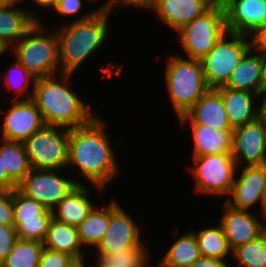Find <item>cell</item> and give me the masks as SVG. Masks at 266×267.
Listing matches in <instances>:
<instances>
[{
	"instance_id": "1",
	"label": "cell",
	"mask_w": 266,
	"mask_h": 267,
	"mask_svg": "<svg viewBox=\"0 0 266 267\" xmlns=\"http://www.w3.org/2000/svg\"><path fill=\"white\" fill-rule=\"evenodd\" d=\"M106 125L97 113L89 123L69 129L67 168L78 167V177L84 176L98 193L121 172Z\"/></svg>"
},
{
	"instance_id": "2",
	"label": "cell",
	"mask_w": 266,
	"mask_h": 267,
	"mask_svg": "<svg viewBox=\"0 0 266 267\" xmlns=\"http://www.w3.org/2000/svg\"><path fill=\"white\" fill-rule=\"evenodd\" d=\"M112 11L102 6L74 17L69 24L55 29L59 40L60 73L73 74L87 58L101 49L108 38Z\"/></svg>"
},
{
	"instance_id": "3",
	"label": "cell",
	"mask_w": 266,
	"mask_h": 267,
	"mask_svg": "<svg viewBox=\"0 0 266 267\" xmlns=\"http://www.w3.org/2000/svg\"><path fill=\"white\" fill-rule=\"evenodd\" d=\"M72 75L60 73L35 80L31 99L40 111L45 125L71 129L89 123L97 115L71 90L69 82Z\"/></svg>"
},
{
	"instance_id": "4",
	"label": "cell",
	"mask_w": 266,
	"mask_h": 267,
	"mask_svg": "<svg viewBox=\"0 0 266 267\" xmlns=\"http://www.w3.org/2000/svg\"><path fill=\"white\" fill-rule=\"evenodd\" d=\"M165 62L166 89L179 119L209 88L200 60L172 54Z\"/></svg>"
},
{
	"instance_id": "5",
	"label": "cell",
	"mask_w": 266,
	"mask_h": 267,
	"mask_svg": "<svg viewBox=\"0 0 266 267\" xmlns=\"http://www.w3.org/2000/svg\"><path fill=\"white\" fill-rule=\"evenodd\" d=\"M45 26L38 20L12 47L14 57L36 79L60 73L58 36L55 29L48 35Z\"/></svg>"
},
{
	"instance_id": "6",
	"label": "cell",
	"mask_w": 266,
	"mask_h": 267,
	"mask_svg": "<svg viewBox=\"0 0 266 267\" xmlns=\"http://www.w3.org/2000/svg\"><path fill=\"white\" fill-rule=\"evenodd\" d=\"M226 32L224 7L217 0L206 12L177 31V34L186 58L201 61Z\"/></svg>"
},
{
	"instance_id": "7",
	"label": "cell",
	"mask_w": 266,
	"mask_h": 267,
	"mask_svg": "<svg viewBox=\"0 0 266 267\" xmlns=\"http://www.w3.org/2000/svg\"><path fill=\"white\" fill-rule=\"evenodd\" d=\"M251 47L250 36L226 32L201 60L208 88L217 89L224 86L235 67Z\"/></svg>"
},
{
	"instance_id": "8",
	"label": "cell",
	"mask_w": 266,
	"mask_h": 267,
	"mask_svg": "<svg viewBox=\"0 0 266 267\" xmlns=\"http://www.w3.org/2000/svg\"><path fill=\"white\" fill-rule=\"evenodd\" d=\"M193 162L189 172L194 177L197 193L226 198L230 195L235 175L240 173L231 153L197 156L193 157Z\"/></svg>"
},
{
	"instance_id": "9",
	"label": "cell",
	"mask_w": 266,
	"mask_h": 267,
	"mask_svg": "<svg viewBox=\"0 0 266 267\" xmlns=\"http://www.w3.org/2000/svg\"><path fill=\"white\" fill-rule=\"evenodd\" d=\"M69 129L44 125L23 143L32 169L61 170L68 163Z\"/></svg>"
},
{
	"instance_id": "10",
	"label": "cell",
	"mask_w": 266,
	"mask_h": 267,
	"mask_svg": "<svg viewBox=\"0 0 266 267\" xmlns=\"http://www.w3.org/2000/svg\"><path fill=\"white\" fill-rule=\"evenodd\" d=\"M60 173V174H59ZM61 170L31 169L17 185V190L26 197L37 200L52 210L82 182L61 175Z\"/></svg>"
},
{
	"instance_id": "11",
	"label": "cell",
	"mask_w": 266,
	"mask_h": 267,
	"mask_svg": "<svg viewBox=\"0 0 266 267\" xmlns=\"http://www.w3.org/2000/svg\"><path fill=\"white\" fill-rule=\"evenodd\" d=\"M12 206L18 239L43 242L52 219V211L17 189L12 190Z\"/></svg>"
},
{
	"instance_id": "12",
	"label": "cell",
	"mask_w": 266,
	"mask_h": 267,
	"mask_svg": "<svg viewBox=\"0 0 266 267\" xmlns=\"http://www.w3.org/2000/svg\"><path fill=\"white\" fill-rule=\"evenodd\" d=\"M140 225L115 200L109 202V227L96 246L97 254H116L142 243Z\"/></svg>"
},
{
	"instance_id": "13",
	"label": "cell",
	"mask_w": 266,
	"mask_h": 267,
	"mask_svg": "<svg viewBox=\"0 0 266 267\" xmlns=\"http://www.w3.org/2000/svg\"><path fill=\"white\" fill-rule=\"evenodd\" d=\"M12 105L2 111L3 125H0L1 139L24 142L44 125L42 115L32 99H12Z\"/></svg>"
},
{
	"instance_id": "14",
	"label": "cell",
	"mask_w": 266,
	"mask_h": 267,
	"mask_svg": "<svg viewBox=\"0 0 266 267\" xmlns=\"http://www.w3.org/2000/svg\"><path fill=\"white\" fill-rule=\"evenodd\" d=\"M231 155L237 167L243 162L245 166L266 164V127L258 119L233 129Z\"/></svg>"
},
{
	"instance_id": "15",
	"label": "cell",
	"mask_w": 266,
	"mask_h": 267,
	"mask_svg": "<svg viewBox=\"0 0 266 267\" xmlns=\"http://www.w3.org/2000/svg\"><path fill=\"white\" fill-rule=\"evenodd\" d=\"M242 169H241V168ZM241 173L235 177L230 195L225 202L235 209L247 210L260 203L263 212V195L266 183V164L261 166H240ZM238 178V179H237Z\"/></svg>"
},
{
	"instance_id": "16",
	"label": "cell",
	"mask_w": 266,
	"mask_h": 267,
	"mask_svg": "<svg viewBox=\"0 0 266 267\" xmlns=\"http://www.w3.org/2000/svg\"><path fill=\"white\" fill-rule=\"evenodd\" d=\"M228 32L251 36L266 22V0H220Z\"/></svg>"
},
{
	"instance_id": "17",
	"label": "cell",
	"mask_w": 266,
	"mask_h": 267,
	"mask_svg": "<svg viewBox=\"0 0 266 267\" xmlns=\"http://www.w3.org/2000/svg\"><path fill=\"white\" fill-rule=\"evenodd\" d=\"M219 220L231 250L261 236L263 221L247 210L235 209L223 202Z\"/></svg>"
},
{
	"instance_id": "18",
	"label": "cell",
	"mask_w": 266,
	"mask_h": 267,
	"mask_svg": "<svg viewBox=\"0 0 266 267\" xmlns=\"http://www.w3.org/2000/svg\"><path fill=\"white\" fill-rule=\"evenodd\" d=\"M181 126L207 125L218 130H233L221 94L216 89H208L197 102L178 119Z\"/></svg>"
},
{
	"instance_id": "19",
	"label": "cell",
	"mask_w": 266,
	"mask_h": 267,
	"mask_svg": "<svg viewBox=\"0 0 266 267\" xmlns=\"http://www.w3.org/2000/svg\"><path fill=\"white\" fill-rule=\"evenodd\" d=\"M217 0H154L150 11L170 27L179 31L183 26L206 12Z\"/></svg>"
},
{
	"instance_id": "20",
	"label": "cell",
	"mask_w": 266,
	"mask_h": 267,
	"mask_svg": "<svg viewBox=\"0 0 266 267\" xmlns=\"http://www.w3.org/2000/svg\"><path fill=\"white\" fill-rule=\"evenodd\" d=\"M17 4L5 2L0 6V39L11 49L41 18Z\"/></svg>"
},
{
	"instance_id": "21",
	"label": "cell",
	"mask_w": 266,
	"mask_h": 267,
	"mask_svg": "<svg viewBox=\"0 0 266 267\" xmlns=\"http://www.w3.org/2000/svg\"><path fill=\"white\" fill-rule=\"evenodd\" d=\"M90 192V188H87L84 183L79 184L51 210L52 218L78 227L96 205L90 199Z\"/></svg>"
},
{
	"instance_id": "22",
	"label": "cell",
	"mask_w": 266,
	"mask_h": 267,
	"mask_svg": "<svg viewBox=\"0 0 266 267\" xmlns=\"http://www.w3.org/2000/svg\"><path fill=\"white\" fill-rule=\"evenodd\" d=\"M222 97L226 114L233 128L253 122L257 119L254 103L258 95L246 90H234L227 87L216 89Z\"/></svg>"
},
{
	"instance_id": "23",
	"label": "cell",
	"mask_w": 266,
	"mask_h": 267,
	"mask_svg": "<svg viewBox=\"0 0 266 267\" xmlns=\"http://www.w3.org/2000/svg\"><path fill=\"white\" fill-rule=\"evenodd\" d=\"M255 52V53H254ZM261 52L251 47L231 73L224 87L260 93Z\"/></svg>"
},
{
	"instance_id": "24",
	"label": "cell",
	"mask_w": 266,
	"mask_h": 267,
	"mask_svg": "<svg viewBox=\"0 0 266 267\" xmlns=\"http://www.w3.org/2000/svg\"><path fill=\"white\" fill-rule=\"evenodd\" d=\"M189 126L194 144L193 157L231 153L233 130H218L207 125Z\"/></svg>"
},
{
	"instance_id": "25",
	"label": "cell",
	"mask_w": 266,
	"mask_h": 267,
	"mask_svg": "<svg viewBox=\"0 0 266 267\" xmlns=\"http://www.w3.org/2000/svg\"><path fill=\"white\" fill-rule=\"evenodd\" d=\"M42 243L46 249L64 252L72 257H86L82 249L84 247L78 238L77 227L57 221L54 218L50 221L46 237Z\"/></svg>"
},
{
	"instance_id": "26",
	"label": "cell",
	"mask_w": 266,
	"mask_h": 267,
	"mask_svg": "<svg viewBox=\"0 0 266 267\" xmlns=\"http://www.w3.org/2000/svg\"><path fill=\"white\" fill-rule=\"evenodd\" d=\"M201 257L195 234L185 232L178 237L158 262L156 267H189Z\"/></svg>"
},
{
	"instance_id": "27",
	"label": "cell",
	"mask_w": 266,
	"mask_h": 267,
	"mask_svg": "<svg viewBox=\"0 0 266 267\" xmlns=\"http://www.w3.org/2000/svg\"><path fill=\"white\" fill-rule=\"evenodd\" d=\"M0 156H2L3 171L18 185L30 172L31 165L28 160L23 142L0 139Z\"/></svg>"
},
{
	"instance_id": "28",
	"label": "cell",
	"mask_w": 266,
	"mask_h": 267,
	"mask_svg": "<svg viewBox=\"0 0 266 267\" xmlns=\"http://www.w3.org/2000/svg\"><path fill=\"white\" fill-rule=\"evenodd\" d=\"M103 208V209H102ZM97 209L95 206L87 218L77 227L80 243L95 248L109 227V204ZM95 246V247H94Z\"/></svg>"
},
{
	"instance_id": "29",
	"label": "cell",
	"mask_w": 266,
	"mask_h": 267,
	"mask_svg": "<svg viewBox=\"0 0 266 267\" xmlns=\"http://www.w3.org/2000/svg\"><path fill=\"white\" fill-rule=\"evenodd\" d=\"M191 231L195 234L201 256L225 260L227 255L232 254L219 222L214 227Z\"/></svg>"
},
{
	"instance_id": "30",
	"label": "cell",
	"mask_w": 266,
	"mask_h": 267,
	"mask_svg": "<svg viewBox=\"0 0 266 267\" xmlns=\"http://www.w3.org/2000/svg\"><path fill=\"white\" fill-rule=\"evenodd\" d=\"M43 250L40 241L18 239L0 267H37Z\"/></svg>"
},
{
	"instance_id": "31",
	"label": "cell",
	"mask_w": 266,
	"mask_h": 267,
	"mask_svg": "<svg viewBox=\"0 0 266 267\" xmlns=\"http://www.w3.org/2000/svg\"><path fill=\"white\" fill-rule=\"evenodd\" d=\"M236 267H266V242L262 236L232 250Z\"/></svg>"
},
{
	"instance_id": "32",
	"label": "cell",
	"mask_w": 266,
	"mask_h": 267,
	"mask_svg": "<svg viewBox=\"0 0 266 267\" xmlns=\"http://www.w3.org/2000/svg\"><path fill=\"white\" fill-rule=\"evenodd\" d=\"M147 246L140 243L131 249L125 251H119L114 254H96L95 257L103 258L112 267H151L148 266L150 262V256Z\"/></svg>"
},
{
	"instance_id": "33",
	"label": "cell",
	"mask_w": 266,
	"mask_h": 267,
	"mask_svg": "<svg viewBox=\"0 0 266 267\" xmlns=\"http://www.w3.org/2000/svg\"><path fill=\"white\" fill-rule=\"evenodd\" d=\"M15 63L12 64L9 68V70L3 75V79H4V83L2 84V86H5L6 90H8V92H10L9 90H14L13 93H16L15 96L12 99H22L25 95L24 99H31L32 98V94H33V86L35 83L36 78L34 76H32L27 69L17 60L15 59ZM14 72V73H12ZM19 72V73H17ZM20 76H18L17 74ZM15 77H14V76ZM13 76V77H12ZM18 76V79L16 82V77ZM15 78V79H14ZM22 80V82H20ZM15 81V82H14ZM24 82V83H23ZM18 83V84H17ZM20 83V84H19ZM32 85V91L28 92V88L29 86Z\"/></svg>"
},
{
	"instance_id": "34",
	"label": "cell",
	"mask_w": 266,
	"mask_h": 267,
	"mask_svg": "<svg viewBox=\"0 0 266 267\" xmlns=\"http://www.w3.org/2000/svg\"><path fill=\"white\" fill-rule=\"evenodd\" d=\"M17 240L18 236L14 225L0 224V264L12 251Z\"/></svg>"
},
{
	"instance_id": "35",
	"label": "cell",
	"mask_w": 266,
	"mask_h": 267,
	"mask_svg": "<svg viewBox=\"0 0 266 267\" xmlns=\"http://www.w3.org/2000/svg\"><path fill=\"white\" fill-rule=\"evenodd\" d=\"M72 258L67 253L44 248L37 267H67Z\"/></svg>"
},
{
	"instance_id": "36",
	"label": "cell",
	"mask_w": 266,
	"mask_h": 267,
	"mask_svg": "<svg viewBox=\"0 0 266 267\" xmlns=\"http://www.w3.org/2000/svg\"><path fill=\"white\" fill-rule=\"evenodd\" d=\"M0 224L14 225L12 190L0 189Z\"/></svg>"
},
{
	"instance_id": "37",
	"label": "cell",
	"mask_w": 266,
	"mask_h": 267,
	"mask_svg": "<svg viewBox=\"0 0 266 267\" xmlns=\"http://www.w3.org/2000/svg\"><path fill=\"white\" fill-rule=\"evenodd\" d=\"M83 3L82 0H58L51 10H55L57 14L63 17H74V15L76 16L81 13L84 5Z\"/></svg>"
},
{
	"instance_id": "38",
	"label": "cell",
	"mask_w": 266,
	"mask_h": 267,
	"mask_svg": "<svg viewBox=\"0 0 266 267\" xmlns=\"http://www.w3.org/2000/svg\"><path fill=\"white\" fill-rule=\"evenodd\" d=\"M154 0H107L102 7L109 9L110 11H114L115 8L120 6H127V8L134 7V8H143V10H149L153 4Z\"/></svg>"
},
{
	"instance_id": "39",
	"label": "cell",
	"mask_w": 266,
	"mask_h": 267,
	"mask_svg": "<svg viewBox=\"0 0 266 267\" xmlns=\"http://www.w3.org/2000/svg\"><path fill=\"white\" fill-rule=\"evenodd\" d=\"M250 37L252 47L257 51L266 53V22Z\"/></svg>"
},
{
	"instance_id": "40",
	"label": "cell",
	"mask_w": 266,
	"mask_h": 267,
	"mask_svg": "<svg viewBox=\"0 0 266 267\" xmlns=\"http://www.w3.org/2000/svg\"><path fill=\"white\" fill-rule=\"evenodd\" d=\"M189 267H230L226 260L201 256Z\"/></svg>"
},
{
	"instance_id": "41",
	"label": "cell",
	"mask_w": 266,
	"mask_h": 267,
	"mask_svg": "<svg viewBox=\"0 0 266 267\" xmlns=\"http://www.w3.org/2000/svg\"><path fill=\"white\" fill-rule=\"evenodd\" d=\"M0 189H17V185L8 177L7 171H3L2 156H0Z\"/></svg>"
},
{
	"instance_id": "42",
	"label": "cell",
	"mask_w": 266,
	"mask_h": 267,
	"mask_svg": "<svg viewBox=\"0 0 266 267\" xmlns=\"http://www.w3.org/2000/svg\"><path fill=\"white\" fill-rule=\"evenodd\" d=\"M257 99L261 100L257 108V119L266 127V92H260Z\"/></svg>"
},
{
	"instance_id": "43",
	"label": "cell",
	"mask_w": 266,
	"mask_h": 267,
	"mask_svg": "<svg viewBox=\"0 0 266 267\" xmlns=\"http://www.w3.org/2000/svg\"><path fill=\"white\" fill-rule=\"evenodd\" d=\"M260 92H266V53L261 52Z\"/></svg>"
},
{
	"instance_id": "44",
	"label": "cell",
	"mask_w": 266,
	"mask_h": 267,
	"mask_svg": "<svg viewBox=\"0 0 266 267\" xmlns=\"http://www.w3.org/2000/svg\"><path fill=\"white\" fill-rule=\"evenodd\" d=\"M86 259L84 256L81 257H73L71 261L68 263L67 267H88L90 265H85L86 263L83 261Z\"/></svg>"
},
{
	"instance_id": "45",
	"label": "cell",
	"mask_w": 266,
	"mask_h": 267,
	"mask_svg": "<svg viewBox=\"0 0 266 267\" xmlns=\"http://www.w3.org/2000/svg\"><path fill=\"white\" fill-rule=\"evenodd\" d=\"M34 2V4H36L37 6H40L41 9L42 7L44 8H52L58 0H32Z\"/></svg>"
},
{
	"instance_id": "46",
	"label": "cell",
	"mask_w": 266,
	"mask_h": 267,
	"mask_svg": "<svg viewBox=\"0 0 266 267\" xmlns=\"http://www.w3.org/2000/svg\"><path fill=\"white\" fill-rule=\"evenodd\" d=\"M97 262L95 267H112L111 264L107 263L103 258L97 257Z\"/></svg>"
},
{
	"instance_id": "47",
	"label": "cell",
	"mask_w": 266,
	"mask_h": 267,
	"mask_svg": "<svg viewBox=\"0 0 266 267\" xmlns=\"http://www.w3.org/2000/svg\"><path fill=\"white\" fill-rule=\"evenodd\" d=\"M11 48L0 39V57L6 54Z\"/></svg>"
},
{
	"instance_id": "48",
	"label": "cell",
	"mask_w": 266,
	"mask_h": 267,
	"mask_svg": "<svg viewBox=\"0 0 266 267\" xmlns=\"http://www.w3.org/2000/svg\"><path fill=\"white\" fill-rule=\"evenodd\" d=\"M261 236L266 242V225L264 223H262V226H261Z\"/></svg>"
},
{
	"instance_id": "49",
	"label": "cell",
	"mask_w": 266,
	"mask_h": 267,
	"mask_svg": "<svg viewBox=\"0 0 266 267\" xmlns=\"http://www.w3.org/2000/svg\"><path fill=\"white\" fill-rule=\"evenodd\" d=\"M266 208V183H265V190L263 195V210Z\"/></svg>"
},
{
	"instance_id": "50",
	"label": "cell",
	"mask_w": 266,
	"mask_h": 267,
	"mask_svg": "<svg viewBox=\"0 0 266 267\" xmlns=\"http://www.w3.org/2000/svg\"><path fill=\"white\" fill-rule=\"evenodd\" d=\"M261 216H262L261 220L265 219V221H263V223L266 225V208L263 210Z\"/></svg>"
},
{
	"instance_id": "51",
	"label": "cell",
	"mask_w": 266,
	"mask_h": 267,
	"mask_svg": "<svg viewBox=\"0 0 266 267\" xmlns=\"http://www.w3.org/2000/svg\"><path fill=\"white\" fill-rule=\"evenodd\" d=\"M5 2H16V1H18V2H21L22 3V1H25V0H4Z\"/></svg>"
},
{
	"instance_id": "52",
	"label": "cell",
	"mask_w": 266,
	"mask_h": 267,
	"mask_svg": "<svg viewBox=\"0 0 266 267\" xmlns=\"http://www.w3.org/2000/svg\"><path fill=\"white\" fill-rule=\"evenodd\" d=\"M4 3H5L4 0H0V6H1L2 4H4Z\"/></svg>"
}]
</instances>
